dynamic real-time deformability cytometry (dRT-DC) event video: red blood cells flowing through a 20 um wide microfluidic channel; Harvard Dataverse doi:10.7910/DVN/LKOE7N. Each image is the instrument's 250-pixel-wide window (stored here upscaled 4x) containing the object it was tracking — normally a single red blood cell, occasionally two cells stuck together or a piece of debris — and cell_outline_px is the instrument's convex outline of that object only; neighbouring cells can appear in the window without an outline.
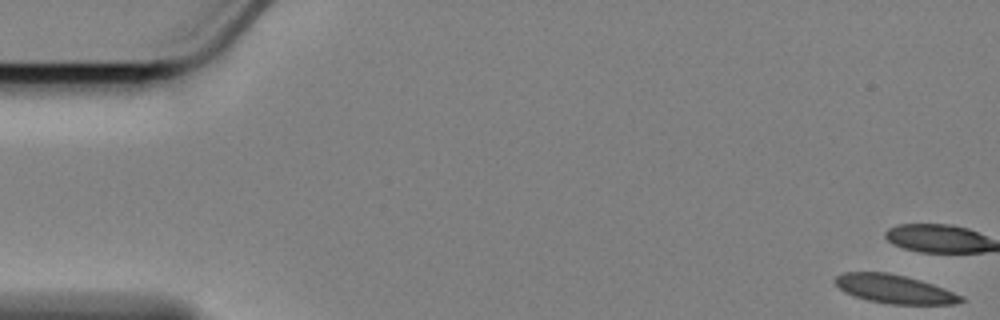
{"species": "Egyptian fruit bat (a non-hibernating species)", "species_latin": "Rousettus aegyptiacus", "temperature_condition": "cold", "stored_images_in_passage": 10, "camera_frame_rate_fps": 3000, "um_per_image_px": 0.085, "animal": {"sex": "female"}, "frame": {"image": 1, "passage_image": 1, "time_ms": 0.0, "image_size_px": [1000, 320], "cell_outline_px": [[968, 300], [952, 304], [892, 304], [868, 300], [844, 292], [832, 280], [836, 276], [844, 272], [888, 272], [920, 280], [944, 288], [964, 296]], "centroid_in_image_um": [76.05, 24.56], "position_along_channel_um": 9.0, "area_um2": 20.98}}